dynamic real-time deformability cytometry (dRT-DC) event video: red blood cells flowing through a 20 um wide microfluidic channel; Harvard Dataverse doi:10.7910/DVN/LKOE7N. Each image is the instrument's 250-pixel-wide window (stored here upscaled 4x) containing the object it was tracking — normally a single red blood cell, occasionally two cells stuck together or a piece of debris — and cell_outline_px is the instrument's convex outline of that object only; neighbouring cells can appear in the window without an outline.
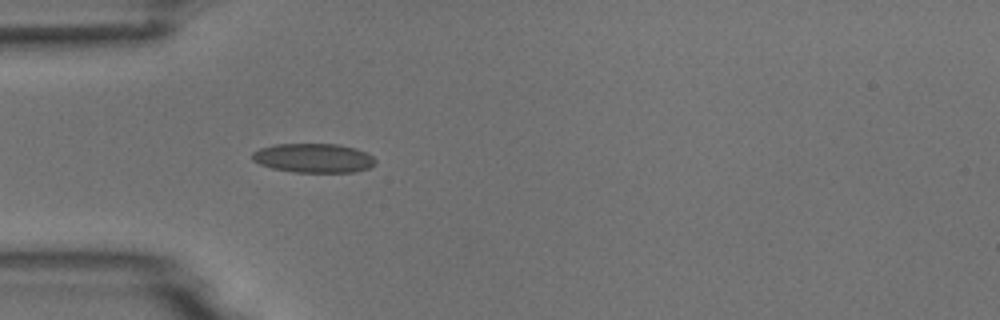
{"species": "common noctule bat (a hibernating species)", "species_latin": "Nyctalus noctula", "temperature_condition": "room temperature", "stored_images_in_passage": 3, "camera_frame_rate_fps": 3000, "um_per_image_px": 0.085, "animal": {"sex": "male", "body_mass_g": 18.8}, "frame": {"image": 1, "passage_image": 3, "time_ms": 3.0, "image_size_px": [1000, 320], "cell_outline_px": [[376, 164], [368, 168], [352, 172], [292, 172], [272, 168], [260, 164], [252, 160], [252, 152], [260, 148], [276, 144], [336, 144], [356, 148], [372, 156], [376, 160]], "centroid_in_image_um": [26.64, 13.43], "position_along_channel_um": 58.4, "area_um2": 20.92}}